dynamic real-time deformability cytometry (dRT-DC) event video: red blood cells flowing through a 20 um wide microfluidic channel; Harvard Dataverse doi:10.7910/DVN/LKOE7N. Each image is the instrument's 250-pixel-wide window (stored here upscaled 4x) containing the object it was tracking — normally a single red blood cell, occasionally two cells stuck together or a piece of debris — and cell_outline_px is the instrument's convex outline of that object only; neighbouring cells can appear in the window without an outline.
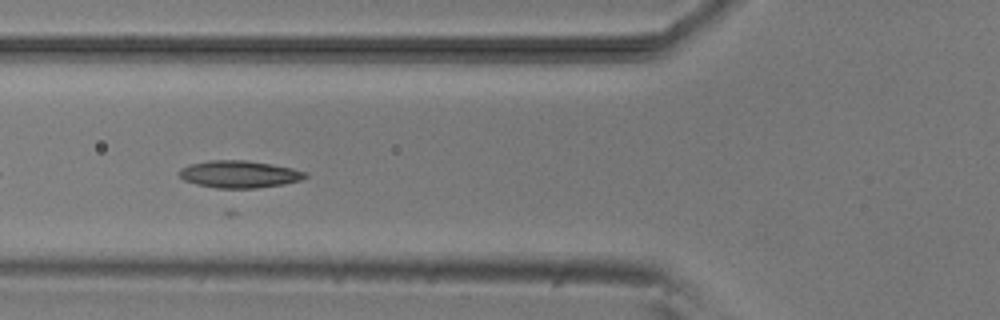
{"species": "common noctule bat (a hibernating species)", "species_latin": "Nyctalus noctula", "temperature_condition": "room temperature", "stored_images_in_passage": 9, "camera_frame_rate_fps": 3000, "um_per_image_px": 0.085, "animal": {"sex": "male", "body_mass_g": 20.5, "forearm_length_mm": 52.5}, "frame": {"image": 1, "passage_image": 7, "time_ms": 6.667, "image_size_px": [1000, 320], "cell_outline_px": [[308, 176], [300, 180], [284, 184], [256, 188], [216, 188], [196, 184], [184, 180], [180, 176], [180, 168], [188, 164], [208, 160], [244, 160], [272, 164], [292, 168], [308, 172]], "centroid_in_image_um": [20.34, 14.8], "position_along_channel_um": 105.5, "area_um2": 20.06}}
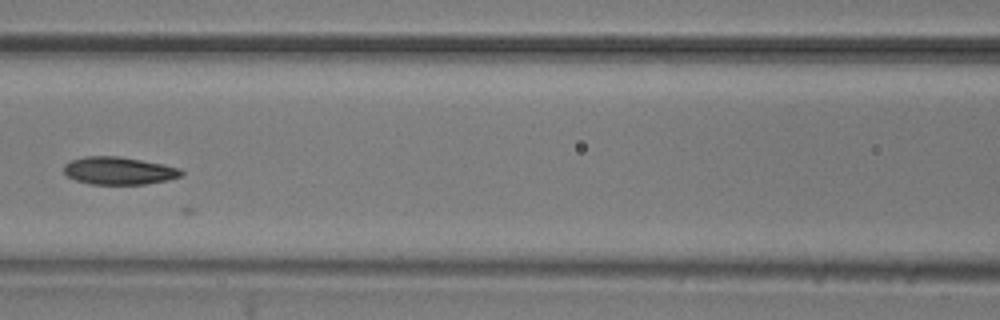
{"frame": {"image": 2, "passage_image": 8, "time_ms": 8.0, "image_size_px": [1000, 320], "cell_outline_px": [[184, 176], [168, 180], [144, 184], [92, 184], [76, 180], [68, 176], [64, 172], [64, 164], [68, 160], [84, 156], [120, 156], [164, 164], [180, 168], [184, 172]], "centroid_in_image_um": [10.12, 14.5], "position_along_channel_um": 156.5, "area_um2": 19.13}}